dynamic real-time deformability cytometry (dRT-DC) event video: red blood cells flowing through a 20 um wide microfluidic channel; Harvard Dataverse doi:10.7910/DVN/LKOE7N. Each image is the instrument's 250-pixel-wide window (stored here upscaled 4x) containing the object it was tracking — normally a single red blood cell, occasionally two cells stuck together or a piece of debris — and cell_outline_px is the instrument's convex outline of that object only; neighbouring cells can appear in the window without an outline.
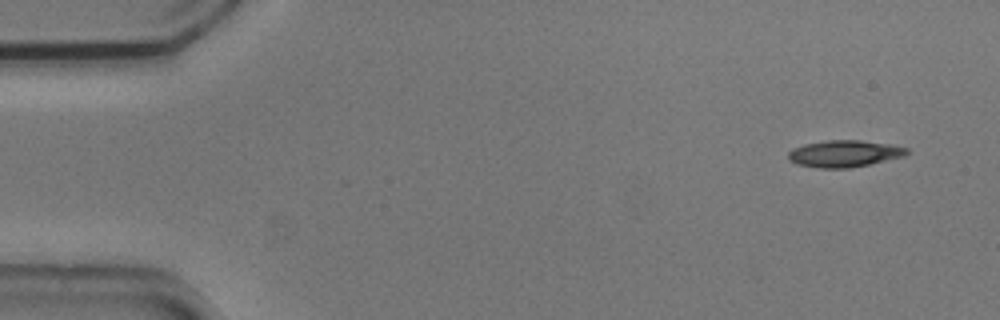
{"species": "common noctule bat (a hibernating species)", "species_latin": "Nyctalus noctula", "temperature_condition": "cold", "stored_images_in_passage": 3, "camera_frame_rate_fps": 3000, "um_per_image_px": 0.085, "animal": {"sex": "male", "body_mass_g": 20.5, "forearm_length_mm": 52.5}, "frame": {"image": 1, "passage_image": 1, "time_ms": 0.0, "image_size_px": [1000, 320], "cell_outline_px": [[908, 152], [904, 156], [868, 164], [848, 168], [816, 168], [796, 164], [788, 160], [788, 152], [792, 148], [804, 144], [828, 140], [860, 140], [888, 144], [908, 148]], "centroid_in_image_um": [71.71, 13.06], "position_along_channel_um": 13.3, "area_um2": 18.44}}